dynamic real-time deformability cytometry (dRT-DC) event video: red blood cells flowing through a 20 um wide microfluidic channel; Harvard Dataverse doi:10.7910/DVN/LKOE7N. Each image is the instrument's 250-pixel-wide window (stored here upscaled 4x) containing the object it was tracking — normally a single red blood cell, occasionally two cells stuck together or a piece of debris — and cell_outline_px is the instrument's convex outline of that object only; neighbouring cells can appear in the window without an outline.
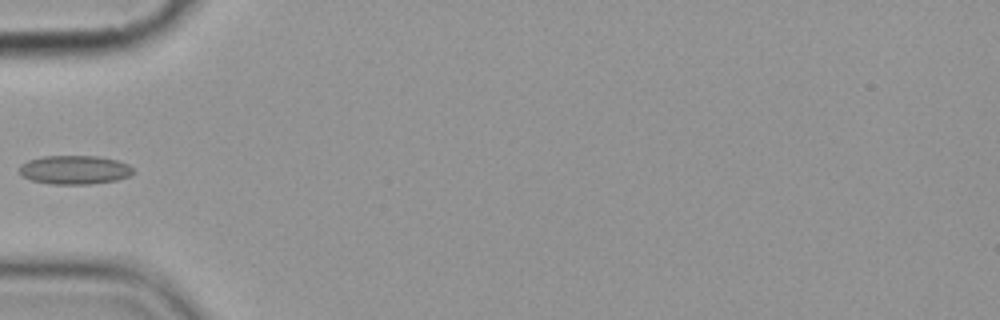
{"species": "common noctule bat (a hibernating species)", "species_latin": "Nyctalus noctula", "temperature_condition": "cold", "stored_images_in_passage": 2, "camera_frame_rate_fps": 3000, "um_per_image_px": 0.085, "animal": {"sex": "female", "body_mass_g": 19.9}, "frame": {"image": 1, "passage_image": 2, "time_ms": 1.0, "image_size_px": [1000, 320], "cell_outline_px": [[132, 172], [128, 176], [116, 180], [88, 184], [52, 184], [32, 180], [24, 176], [20, 172], [20, 164], [28, 160], [44, 156], [100, 156], [116, 160], [128, 164], [132, 168]], "centroid_in_image_um": [6.33, 14.43], "position_along_channel_um": 78.7, "area_um2": 18.9}}